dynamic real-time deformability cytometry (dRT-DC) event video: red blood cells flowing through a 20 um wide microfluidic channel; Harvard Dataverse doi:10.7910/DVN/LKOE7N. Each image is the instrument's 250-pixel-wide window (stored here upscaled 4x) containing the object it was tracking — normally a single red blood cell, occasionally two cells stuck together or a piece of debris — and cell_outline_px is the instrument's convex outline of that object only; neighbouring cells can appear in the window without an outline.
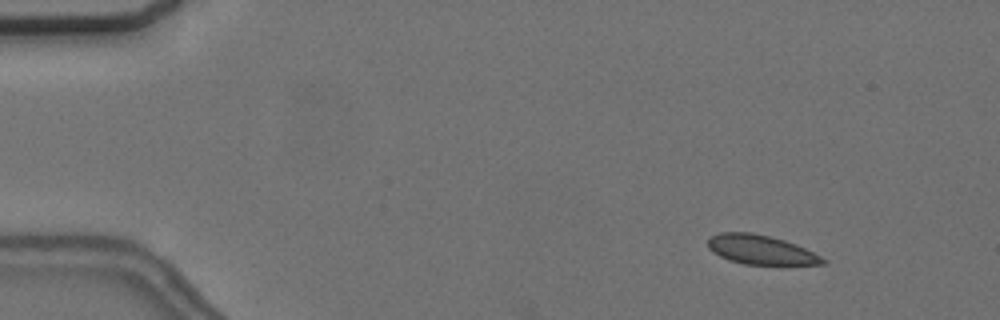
{"species": "common noctule bat (a hibernating species)", "species_latin": "Nyctalus noctula", "temperature_condition": "cold", "stored_images_in_passage": 4, "camera_frame_rate_fps": 3000, "um_per_image_px": 0.085, "animal": {"sex": "female", "body_mass_g": 24.6, "forearm_length_mm": 56.2}, "frame": {"image": 1, "passage_image": 1, "time_ms": 0.0, "image_size_px": [1000, 320], "cell_outline_px": [[828, 264], [744, 264], [728, 260], [712, 252], [708, 248], [708, 236], [720, 232], [752, 232], [784, 240], [796, 244], [828, 260]], "centroid_in_image_um": [64.63, 21.22], "position_along_channel_um": 20.4, "area_um2": 19.59}}